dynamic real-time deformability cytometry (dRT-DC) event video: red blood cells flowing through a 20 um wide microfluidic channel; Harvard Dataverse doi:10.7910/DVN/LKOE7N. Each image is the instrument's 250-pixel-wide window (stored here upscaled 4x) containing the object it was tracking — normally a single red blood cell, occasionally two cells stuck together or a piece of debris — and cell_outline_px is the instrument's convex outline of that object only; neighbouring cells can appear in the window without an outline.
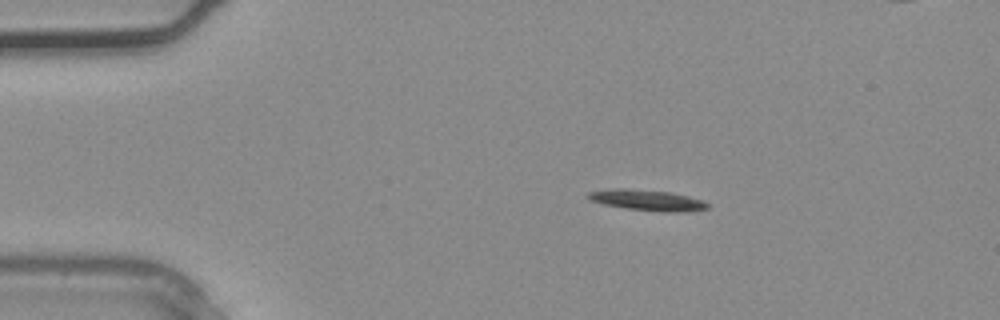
{"species": "common noctule bat (a hibernating species)", "species_latin": "Nyctalus noctula", "temperature_condition": "warm", "stored_images_in_passage": 36, "camera_frame_rate_fps": 3000, "um_per_image_px": 0.085, "animal": {"sex": "male", "body_mass_g": 20.4}, "frame": {"image": 1, "passage_image": 6, "time_ms": 1.667, "image_size_px": [1000, 320], "cell_outline_px": [[708, 208], [684, 212], [664, 212], [628, 208], [604, 204], [588, 200], [584, 196], [588, 192], [608, 188], [628, 188], [668, 192], [688, 196], [704, 200], [708, 204]], "centroid_in_image_um": [54.96, 17.0], "position_along_channel_um": 30.0, "area_um2": 14.57}}